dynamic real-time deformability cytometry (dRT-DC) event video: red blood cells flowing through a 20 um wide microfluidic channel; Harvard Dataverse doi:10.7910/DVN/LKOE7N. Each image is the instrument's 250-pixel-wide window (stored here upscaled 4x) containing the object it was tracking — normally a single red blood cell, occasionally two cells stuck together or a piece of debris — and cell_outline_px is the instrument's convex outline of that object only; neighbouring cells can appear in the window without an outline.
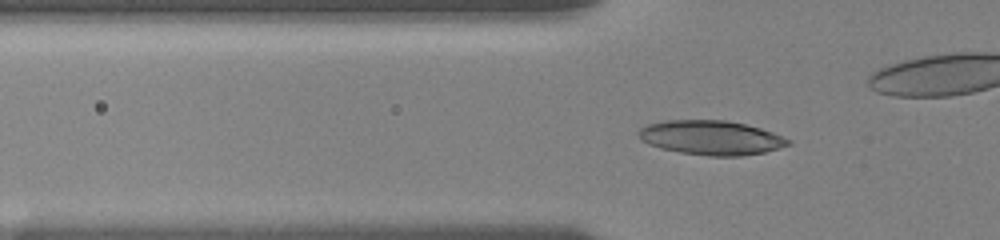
{"species": "human", "species_latin": "Homo sapiens", "temperature_condition": "room temperature", "stored_images_in_passage": 62, "camera_frame_rate_fps": 3000, "um_per_image_px": 0.085, "donor": {"sex": "female"}, "frame": {"image": 1, "passage_image": 26, "time_ms": 6.0, "image_size_px": [1000, 240], "cell_outline_px": [[792, 144], [780, 148], [764, 152], [740, 156], [708, 156], [680, 152], [660, 148], [648, 144], [640, 140], [636, 132], [640, 128], [648, 124], [664, 120], [724, 120], [744, 124], [760, 128], [772, 132], [792, 140]], "centroid_in_image_um": [60.43, 11.7], "position_along_channel_um": 65.4, "area_um2": 30.11}}
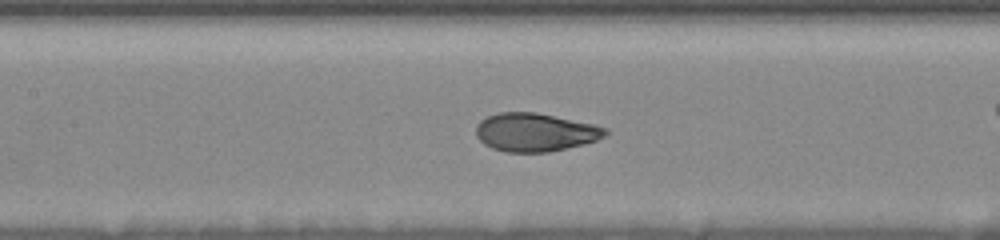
{"frame": {"image": 2, "passage_image": 38, "time_ms": 8.667, "image_size_px": [1000, 240], "cell_outline_px": [[608, 132], [604, 136], [596, 140], [584, 144], [548, 152], [508, 152], [492, 148], [484, 144], [476, 136], [476, 124], [480, 120], [488, 116], [500, 112], [536, 112], [596, 124], [608, 128]], "centroid_in_image_um": [45.5, 11.23], "position_along_channel_um": 161.9, "area_um2": 29.02}}
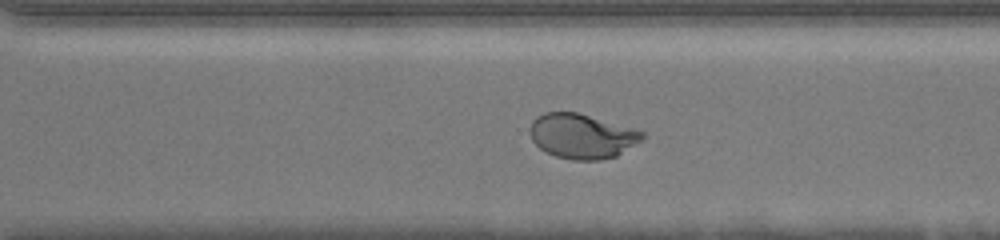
{"frame": {"image": 3, "passage_image": 54, "time_ms": 13.0, "image_size_px": [1000, 240], "cell_outline_px": [[644, 140], [616, 156], [600, 160], [572, 160], [556, 156], [544, 152], [532, 140], [528, 132], [528, 128], [532, 120], [536, 116], [544, 112], [576, 112], [632, 128], [644, 132]], "centroid_in_image_um": [49.43, 11.57], "position_along_channel_um": 321.2, "area_um2": 29.48}}